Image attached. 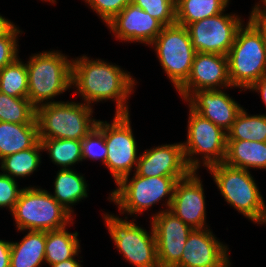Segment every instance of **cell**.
I'll return each mask as SVG.
<instances>
[{"label": "cell", "instance_id": "1", "mask_svg": "<svg viewBox=\"0 0 266 267\" xmlns=\"http://www.w3.org/2000/svg\"><path fill=\"white\" fill-rule=\"evenodd\" d=\"M72 59L71 87L83 103L93 107L111 100L116 103L115 114H130L128 100L138 83L130 72L85 54Z\"/></svg>", "mask_w": 266, "mask_h": 267}, {"label": "cell", "instance_id": "2", "mask_svg": "<svg viewBox=\"0 0 266 267\" xmlns=\"http://www.w3.org/2000/svg\"><path fill=\"white\" fill-rule=\"evenodd\" d=\"M60 50L42 51L29 56L26 61L28 70V96L30 103L40 105L57 102L54 100L70 90L72 79V58Z\"/></svg>", "mask_w": 266, "mask_h": 267}, {"label": "cell", "instance_id": "3", "mask_svg": "<svg viewBox=\"0 0 266 267\" xmlns=\"http://www.w3.org/2000/svg\"><path fill=\"white\" fill-rule=\"evenodd\" d=\"M186 176L143 177L135 172L127 175L116 184V189L109 193L108 200L113 202L121 215L128 217L143 214L155 204L164 201L166 210L170 209L178 180ZM133 215V216H132Z\"/></svg>", "mask_w": 266, "mask_h": 267}, {"label": "cell", "instance_id": "4", "mask_svg": "<svg viewBox=\"0 0 266 267\" xmlns=\"http://www.w3.org/2000/svg\"><path fill=\"white\" fill-rule=\"evenodd\" d=\"M207 171L230 207L255 224H266V204L249 170L222 162L210 166Z\"/></svg>", "mask_w": 266, "mask_h": 267}, {"label": "cell", "instance_id": "5", "mask_svg": "<svg viewBox=\"0 0 266 267\" xmlns=\"http://www.w3.org/2000/svg\"><path fill=\"white\" fill-rule=\"evenodd\" d=\"M227 58L230 83L240 92L266 75V42L249 19L238 29Z\"/></svg>", "mask_w": 266, "mask_h": 267}, {"label": "cell", "instance_id": "6", "mask_svg": "<svg viewBox=\"0 0 266 267\" xmlns=\"http://www.w3.org/2000/svg\"><path fill=\"white\" fill-rule=\"evenodd\" d=\"M11 215L22 233L59 230L75 223L74 216L40 186L24 187Z\"/></svg>", "mask_w": 266, "mask_h": 267}, {"label": "cell", "instance_id": "7", "mask_svg": "<svg viewBox=\"0 0 266 267\" xmlns=\"http://www.w3.org/2000/svg\"><path fill=\"white\" fill-rule=\"evenodd\" d=\"M93 107L57 101L36 108L39 138L82 140L97 124Z\"/></svg>", "mask_w": 266, "mask_h": 267}, {"label": "cell", "instance_id": "8", "mask_svg": "<svg viewBox=\"0 0 266 267\" xmlns=\"http://www.w3.org/2000/svg\"><path fill=\"white\" fill-rule=\"evenodd\" d=\"M187 122V139L182 145L188 168L198 171L203 166L207 170L210 166L224 162L227 132L190 107Z\"/></svg>", "mask_w": 266, "mask_h": 267}, {"label": "cell", "instance_id": "9", "mask_svg": "<svg viewBox=\"0 0 266 267\" xmlns=\"http://www.w3.org/2000/svg\"><path fill=\"white\" fill-rule=\"evenodd\" d=\"M109 213H103L105 226L118 253L122 254L125 261L135 267H159L157 243L152 223L150 222V231L147 232L146 229L135 223V217L130 221L127 217L123 219L114 213Z\"/></svg>", "mask_w": 266, "mask_h": 267}, {"label": "cell", "instance_id": "10", "mask_svg": "<svg viewBox=\"0 0 266 267\" xmlns=\"http://www.w3.org/2000/svg\"><path fill=\"white\" fill-rule=\"evenodd\" d=\"M96 127L104 134L107 147L105 168L117 184L127 175H131V172H135L139 158L130 114H115L111 123L98 120Z\"/></svg>", "mask_w": 266, "mask_h": 267}, {"label": "cell", "instance_id": "11", "mask_svg": "<svg viewBox=\"0 0 266 267\" xmlns=\"http://www.w3.org/2000/svg\"><path fill=\"white\" fill-rule=\"evenodd\" d=\"M176 91L187 81L195 56L188 30L174 23L164 26L155 40L149 45Z\"/></svg>", "mask_w": 266, "mask_h": 267}, {"label": "cell", "instance_id": "12", "mask_svg": "<svg viewBox=\"0 0 266 267\" xmlns=\"http://www.w3.org/2000/svg\"><path fill=\"white\" fill-rule=\"evenodd\" d=\"M226 10L186 26L196 52L227 56L238 29L245 21L236 13L225 14Z\"/></svg>", "mask_w": 266, "mask_h": 267}, {"label": "cell", "instance_id": "13", "mask_svg": "<svg viewBox=\"0 0 266 267\" xmlns=\"http://www.w3.org/2000/svg\"><path fill=\"white\" fill-rule=\"evenodd\" d=\"M159 267H175L181 260L189 233L193 230L172 211L162 208L152 214Z\"/></svg>", "mask_w": 266, "mask_h": 267}, {"label": "cell", "instance_id": "14", "mask_svg": "<svg viewBox=\"0 0 266 267\" xmlns=\"http://www.w3.org/2000/svg\"><path fill=\"white\" fill-rule=\"evenodd\" d=\"M232 88L228 75V58L222 54L196 52L187 81L177 90L182 100L199 90Z\"/></svg>", "mask_w": 266, "mask_h": 267}, {"label": "cell", "instance_id": "15", "mask_svg": "<svg viewBox=\"0 0 266 267\" xmlns=\"http://www.w3.org/2000/svg\"><path fill=\"white\" fill-rule=\"evenodd\" d=\"M203 181L197 171H191L177 181L170 206L172 211L192 229L208 228Z\"/></svg>", "mask_w": 266, "mask_h": 267}, {"label": "cell", "instance_id": "16", "mask_svg": "<svg viewBox=\"0 0 266 267\" xmlns=\"http://www.w3.org/2000/svg\"><path fill=\"white\" fill-rule=\"evenodd\" d=\"M106 25L119 42L130 44L135 42L147 46L164 28L160 21L133 3L125 7Z\"/></svg>", "mask_w": 266, "mask_h": 267}, {"label": "cell", "instance_id": "17", "mask_svg": "<svg viewBox=\"0 0 266 267\" xmlns=\"http://www.w3.org/2000/svg\"><path fill=\"white\" fill-rule=\"evenodd\" d=\"M223 244L210 227L193 229L186 240L180 262L175 267H222L230 259Z\"/></svg>", "mask_w": 266, "mask_h": 267}, {"label": "cell", "instance_id": "18", "mask_svg": "<svg viewBox=\"0 0 266 267\" xmlns=\"http://www.w3.org/2000/svg\"><path fill=\"white\" fill-rule=\"evenodd\" d=\"M188 168L182 142L162 144L139 154L135 173L143 177L187 176Z\"/></svg>", "mask_w": 266, "mask_h": 267}, {"label": "cell", "instance_id": "19", "mask_svg": "<svg viewBox=\"0 0 266 267\" xmlns=\"http://www.w3.org/2000/svg\"><path fill=\"white\" fill-rule=\"evenodd\" d=\"M226 89L230 88L195 91L185 102L196 113L228 132L243 106L230 97Z\"/></svg>", "mask_w": 266, "mask_h": 267}, {"label": "cell", "instance_id": "20", "mask_svg": "<svg viewBox=\"0 0 266 267\" xmlns=\"http://www.w3.org/2000/svg\"><path fill=\"white\" fill-rule=\"evenodd\" d=\"M54 192L52 197L74 215L76 203L88 197V185L83 174L78 173L74 168L59 169L53 182Z\"/></svg>", "mask_w": 266, "mask_h": 267}, {"label": "cell", "instance_id": "21", "mask_svg": "<svg viewBox=\"0 0 266 267\" xmlns=\"http://www.w3.org/2000/svg\"><path fill=\"white\" fill-rule=\"evenodd\" d=\"M45 231L26 230L20 242H11L10 267H40L45 264Z\"/></svg>", "mask_w": 266, "mask_h": 267}, {"label": "cell", "instance_id": "22", "mask_svg": "<svg viewBox=\"0 0 266 267\" xmlns=\"http://www.w3.org/2000/svg\"><path fill=\"white\" fill-rule=\"evenodd\" d=\"M224 163L245 170H266V142L227 140Z\"/></svg>", "mask_w": 266, "mask_h": 267}, {"label": "cell", "instance_id": "23", "mask_svg": "<svg viewBox=\"0 0 266 267\" xmlns=\"http://www.w3.org/2000/svg\"><path fill=\"white\" fill-rule=\"evenodd\" d=\"M38 141V124L0 121V160L10 154L31 148Z\"/></svg>", "mask_w": 266, "mask_h": 267}, {"label": "cell", "instance_id": "24", "mask_svg": "<svg viewBox=\"0 0 266 267\" xmlns=\"http://www.w3.org/2000/svg\"><path fill=\"white\" fill-rule=\"evenodd\" d=\"M79 232H69L67 227L46 232L45 263L48 266L74 258L81 252Z\"/></svg>", "mask_w": 266, "mask_h": 267}, {"label": "cell", "instance_id": "25", "mask_svg": "<svg viewBox=\"0 0 266 267\" xmlns=\"http://www.w3.org/2000/svg\"><path fill=\"white\" fill-rule=\"evenodd\" d=\"M230 0H175L176 23L187 26L222 13Z\"/></svg>", "mask_w": 266, "mask_h": 267}, {"label": "cell", "instance_id": "26", "mask_svg": "<svg viewBox=\"0 0 266 267\" xmlns=\"http://www.w3.org/2000/svg\"><path fill=\"white\" fill-rule=\"evenodd\" d=\"M43 149L40 140L31 148L5 156L0 160V170L3 174L17 180L29 177L41 165Z\"/></svg>", "mask_w": 266, "mask_h": 267}, {"label": "cell", "instance_id": "27", "mask_svg": "<svg viewBox=\"0 0 266 267\" xmlns=\"http://www.w3.org/2000/svg\"><path fill=\"white\" fill-rule=\"evenodd\" d=\"M43 152L47 151L51 162L61 167L71 169V166L83 162L81 140L39 138Z\"/></svg>", "mask_w": 266, "mask_h": 267}, {"label": "cell", "instance_id": "28", "mask_svg": "<svg viewBox=\"0 0 266 267\" xmlns=\"http://www.w3.org/2000/svg\"><path fill=\"white\" fill-rule=\"evenodd\" d=\"M227 140L266 142V114L249 115L243 107L227 132Z\"/></svg>", "mask_w": 266, "mask_h": 267}, {"label": "cell", "instance_id": "29", "mask_svg": "<svg viewBox=\"0 0 266 267\" xmlns=\"http://www.w3.org/2000/svg\"><path fill=\"white\" fill-rule=\"evenodd\" d=\"M0 92L16 98H27L28 70L20 57L0 71Z\"/></svg>", "mask_w": 266, "mask_h": 267}, {"label": "cell", "instance_id": "30", "mask_svg": "<svg viewBox=\"0 0 266 267\" xmlns=\"http://www.w3.org/2000/svg\"><path fill=\"white\" fill-rule=\"evenodd\" d=\"M0 121L15 124H37L36 108L28 98H16L0 92Z\"/></svg>", "mask_w": 266, "mask_h": 267}, {"label": "cell", "instance_id": "31", "mask_svg": "<svg viewBox=\"0 0 266 267\" xmlns=\"http://www.w3.org/2000/svg\"><path fill=\"white\" fill-rule=\"evenodd\" d=\"M132 3L149 13L164 26L176 23L175 0H132Z\"/></svg>", "mask_w": 266, "mask_h": 267}, {"label": "cell", "instance_id": "32", "mask_svg": "<svg viewBox=\"0 0 266 267\" xmlns=\"http://www.w3.org/2000/svg\"><path fill=\"white\" fill-rule=\"evenodd\" d=\"M81 143L83 161L100 160L105 166L107 147L104 134L96 126L81 140Z\"/></svg>", "mask_w": 266, "mask_h": 267}, {"label": "cell", "instance_id": "33", "mask_svg": "<svg viewBox=\"0 0 266 267\" xmlns=\"http://www.w3.org/2000/svg\"><path fill=\"white\" fill-rule=\"evenodd\" d=\"M23 33L18 25H14L4 36L0 37V71L19 57L18 40Z\"/></svg>", "mask_w": 266, "mask_h": 267}, {"label": "cell", "instance_id": "34", "mask_svg": "<svg viewBox=\"0 0 266 267\" xmlns=\"http://www.w3.org/2000/svg\"><path fill=\"white\" fill-rule=\"evenodd\" d=\"M105 24L132 3V0H83Z\"/></svg>", "mask_w": 266, "mask_h": 267}, {"label": "cell", "instance_id": "35", "mask_svg": "<svg viewBox=\"0 0 266 267\" xmlns=\"http://www.w3.org/2000/svg\"><path fill=\"white\" fill-rule=\"evenodd\" d=\"M18 181L0 172V208H8L12 212L23 188Z\"/></svg>", "mask_w": 266, "mask_h": 267}, {"label": "cell", "instance_id": "36", "mask_svg": "<svg viewBox=\"0 0 266 267\" xmlns=\"http://www.w3.org/2000/svg\"><path fill=\"white\" fill-rule=\"evenodd\" d=\"M259 2H261L262 4ZM259 2L255 3V5L252 7L248 19L262 33L263 38L266 42V2Z\"/></svg>", "mask_w": 266, "mask_h": 267}, {"label": "cell", "instance_id": "37", "mask_svg": "<svg viewBox=\"0 0 266 267\" xmlns=\"http://www.w3.org/2000/svg\"><path fill=\"white\" fill-rule=\"evenodd\" d=\"M11 241L0 239V267H10Z\"/></svg>", "mask_w": 266, "mask_h": 267}, {"label": "cell", "instance_id": "38", "mask_svg": "<svg viewBox=\"0 0 266 267\" xmlns=\"http://www.w3.org/2000/svg\"><path fill=\"white\" fill-rule=\"evenodd\" d=\"M248 90L260 94L262 102L266 107V75L257 80Z\"/></svg>", "mask_w": 266, "mask_h": 267}, {"label": "cell", "instance_id": "39", "mask_svg": "<svg viewBox=\"0 0 266 267\" xmlns=\"http://www.w3.org/2000/svg\"><path fill=\"white\" fill-rule=\"evenodd\" d=\"M76 257H80V256H78V254H77L72 259H67L65 261L51 265L49 267H83V265H81V262H83V261L76 259Z\"/></svg>", "mask_w": 266, "mask_h": 267}, {"label": "cell", "instance_id": "40", "mask_svg": "<svg viewBox=\"0 0 266 267\" xmlns=\"http://www.w3.org/2000/svg\"><path fill=\"white\" fill-rule=\"evenodd\" d=\"M14 25V22L0 14V37L4 36Z\"/></svg>", "mask_w": 266, "mask_h": 267}, {"label": "cell", "instance_id": "41", "mask_svg": "<svg viewBox=\"0 0 266 267\" xmlns=\"http://www.w3.org/2000/svg\"><path fill=\"white\" fill-rule=\"evenodd\" d=\"M222 267H231L230 260H228Z\"/></svg>", "mask_w": 266, "mask_h": 267}, {"label": "cell", "instance_id": "42", "mask_svg": "<svg viewBox=\"0 0 266 267\" xmlns=\"http://www.w3.org/2000/svg\"><path fill=\"white\" fill-rule=\"evenodd\" d=\"M41 1H43V2H44V1H45V2L48 1L49 3H53V4H56V2H57L56 0H41Z\"/></svg>", "mask_w": 266, "mask_h": 267}]
</instances>
